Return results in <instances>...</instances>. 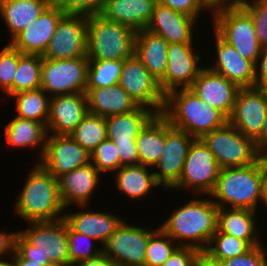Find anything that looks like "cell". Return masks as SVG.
<instances>
[{"label": "cell", "instance_id": "obj_25", "mask_svg": "<svg viewBox=\"0 0 267 266\" xmlns=\"http://www.w3.org/2000/svg\"><path fill=\"white\" fill-rule=\"evenodd\" d=\"M155 4L156 0H106L99 15L138 32L150 23Z\"/></svg>", "mask_w": 267, "mask_h": 266}, {"label": "cell", "instance_id": "obj_30", "mask_svg": "<svg viewBox=\"0 0 267 266\" xmlns=\"http://www.w3.org/2000/svg\"><path fill=\"white\" fill-rule=\"evenodd\" d=\"M52 0H0V16L11 40L42 14Z\"/></svg>", "mask_w": 267, "mask_h": 266}, {"label": "cell", "instance_id": "obj_5", "mask_svg": "<svg viewBox=\"0 0 267 266\" xmlns=\"http://www.w3.org/2000/svg\"><path fill=\"white\" fill-rule=\"evenodd\" d=\"M209 197L215 198L213 202L218 208H244L256 212L261 197V158L246 167L220 169Z\"/></svg>", "mask_w": 267, "mask_h": 266}, {"label": "cell", "instance_id": "obj_19", "mask_svg": "<svg viewBox=\"0 0 267 266\" xmlns=\"http://www.w3.org/2000/svg\"><path fill=\"white\" fill-rule=\"evenodd\" d=\"M64 15L63 11L51 3L40 16L8 41L9 44L22 54L43 56L56 31L58 22Z\"/></svg>", "mask_w": 267, "mask_h": 266}, {"label": "cell", "instance_id": "obj_4", "mask_svg": "<svg viewBox=\"0 0 267 266\" xmlns=\"http://www.w3.org/2000/svg\"><path fill=\"white\" fill-rule=\"evenodd\" d=\"M32 167L17 197L15 213L27 222L54 221L63 218L58 179L46 171L38 162Z\"/></svg>", "mask_w": 267, "mask_h": 266}, {"label": "cell", "instance_id": "obj_14", "mask_svg": "<svg viewBox=\"0 0 267 266\" xmlns=\"http://www.w3.org/2000/svg\"><path fill=\"white\" fill-rule=\"evenodd\" d=\"M195 138L185 131L175 129L165 117V143L162 155L154 167L156 182L170 190L181 177L188 149Z\"/></svg>", "mask_w": 267, "mask_h": 266}, {"label": "cell", "instance_id": "obj_3", "mask_svg": "<svg viewBox=\"0 0 267 266\" xmlns=\"http://www.w3.org/2000/svg\"><path fill=\"white\" fill-rule=\"evenodd\" d=\"M162 114L173 128L194 138H202L228 123V117L223 112L203 102L189 88L176 89L165 95Z\"/></svg>", "mask_w": 267, "mask_h": 266}, {"label": "cell", "instance_id": "obj_43", "mask_svg": "<svg viewBox=\"0 0 267 266\" xmlns=\"http://www.w3.org/2000/svg\"><path fill=\"white\" fill-rule=\"evenodd\" d=\"M252 17L258 43L267 44V0H251L242 6Z\"/></svg>", "mask_w": 267, "mask_h": 266}, {"label": "cell", "instance_id": "obj_56", "mask_svg": "<svg viewBox=\"0 0 267 266\" xmlns=\"http://www.w3.org/2000/svg\"><path fill=\"white\" fill-rule=\"evenodd\" d=\"M197 266H219V265L208 261L205 257L202 256L199 259Z\"/></svg>", "mask_w": 267, "mask_h": 266}, {"label": "cell", "instance_id": "obj_27", "mask_svg": "<svg viewBox=\"0 0 267 266\" xmlns=\"http://www.w3.org/2000/svg\"><path fill=\"white\" fill-rule=\"evenodd\" d=\"M86 94L88 112L102 117L129 113L138 107L137 103L119 84L108 88H92Z\"/></svg>", "mask_w": 267, "mask_h": 266}, {"label": "cell", "instance_id": "obj_33", "mask_svg": "<svg viewBox=\"0 0 267 266\" xmlns=\"http://www.w3.org/2000/svg\"><path fill=\"white\" fill-rule=\"evenodd\" d=\"M165 143V116L155 114L140 130L136 139L139 164L154 168Z\"/></svg>", "mask_w": 267, "mask_h": 266}, {"label": "cell", "instance_id": "obj_34", "mask_svg": "<svg viewBox=\"0 0 267 266\" xmlns=\"http://www.w3.org/2000/svg\"><path fill=\"white\" fill-rule=\"evenodd\" d=\"M42 89L18 92L15 98L17 117L41 122L46 126L49 117L50 96ZM48 95V96H47Z\"/></svg>", "mask_w": 267, "mask_h": 266}, {"label": "cell", "instance_id": "obj_11", "mask_svg": "<svg viewBox=\"0 0 267 266\" xmlns=\"http://www.w3.org/2000/svg\"><path fill=\"white\" fill-rule=\"evenodd\" d=\"M156 113L138 106L135 110L106 117L107 139L114 142L121 158V166L139 164L136 139L140 130Z\"/></svg>", "mask_w": 267, "mask_h": 266}, {"label": "cell", "instance_id": "obj_37", "mask_svg": "<svg viewBox=\"0 0 267 266\" xmlns=\"http://www.w3.org/2000/svg\"><path fill=\"white\" fill-rule=\"evenodd\" d=\"M250 248L246 241L216 230L202 256L217 264L219 261L242 255Z\"/></svg>", "mask_w": 267, "mask_h": 266}, {"label": "cell", "instance_id": "obj_31", "mask_svg": "<svg viewBox=\"0 0 267 266\" xmlns=\"http://www.w3.org/2000/svg\"><path fill=\"white\" fill-rule=\"evenodd\" d=\"M47 135V129L43 123L17 116L4 127V136L8 146L13 148H37L41 146L40 159L45 150Z\"/></svg>", "mask_w": 267, "mask_h": 266}, {"label": "cell", "instance_id": "obj_44", "mask_svg": "<svg viewBox=\"0 0 267 266\" xmlns=\"http://www.w3.org/2000/svg\"><path fill=\"white\" fill-rule=\"evenodd\" d=\"M106 0H52L65 14L96 15L99 14Z\"/></svg>", "mask_w": 267, "mask_h": 266}, {"label": "cell", "instance_id": "obj_17", "mask_svg": "<svg viewBox=\"0 0 267 266\" xmlns=\"http://www.w3.org/2000/svg\"><path fill=\"white\" fill-rule=\"evenodd\" d=\"M88 153L70 135L48 134L38 163L55 178L90 163Z\"/></svg>", "mask_w": 267, "mask_h": 266}, {"label": "cell", "instance_id": "obj_57", "mask_svg": "<svg viewBox=\"0 0 267 266\" xmlns=\"http://www.w3.org/2000/svg\"><path fill=\"white\" fill-rule=\"evenodd\" d=\"M259 89L262 91L264 97H265V100H266V103H267V82L262 84Z\"/></svg>", "mask_w": 267, "mask_h": 266}, {"label": "cell", "instance_id": "obj_47", "mask_svg": "<svg viewBox=\"0 0 267 266\" xmlns=\"http://www.w3.org/2000/svg\"><path fill=\"white\" fill-rule=\"evenodd\" d=\"M201 257L195 248L178 246L162 266H197Z\"/></svg>", "mask_w": 267, "mask_h": 266}, {"label": "cell", "instance_id": "obj_53", "mask_svg": "<svg viewBox=\"0 0 267 266\" xmlns=\"http://www.w3.org/2000/svg\"><path fill=\"white\" fill-rule=\"evenodd\" d=\"M11 266H43L39 263L32 262L31 260L21 259L16 253L11 257Z\"/></svg>", "mask_w": 267, "mask_h": 266}, {"label": "cell", "instance_id": "obj_58", "mask_svg": "<svg viewBox=\"0 0 267 266\" xmlns=\"http://www.w3.org/2000/svg\"><path fill=\"white\" fill-rule=\"evenodd\" d=\"M0 266H11V264L8 261H0Z\"/></svg>", "mask_w": 267, "mask_h": 266}, {"label": "cell", "instance_id": "obj_55", "mask_svg": "<svg viewBox=\"0 0 267 266\" xmlns=\"http://www.w3.org/2000/svg\"><path fill=\"white\" fill-rule=\"evenodd\" d=\"M205 4L211 9L224 7V0H203Z\"/></svg>", "mask_w": 267, "mask_h": 266}, {"label": "cell", "instance_id": "obj_39", "mask_svg": "<svg viewBox=\"0 0 267 266\" xmlns=\"http://www.w3.org/2000/svg\"><path fill=\"white\" fill-rule=\"evenodd\" d=\"M177 247L178 244L158 227L149 236L145 266H162Z\"/></svg>", "mask_w": 267, "mask_h": 266}, {"label": "cell", "instance_id": "obj_8", "mask_svg": "<svg viewBox=\"0 0 267 266\" xmlns=\"http://www.w3.org/2000/svg\"><path fill=\"white\" fill-rule=\"evenodd\" d=\"M201 139L214 154L220 169L246 167L260 159L255 141L245 137L229 122Z\"/></svg>", "mask_w": 267, "mask_h": 266}, {"label": "cell", "instance_id": "obj_40", "mask_svg": "<svg viewBox=\"0 0 267 266\" xmlns=\"http://www.w3.org/2000/svg\"><path fill=\"white\" fill-rule=\"evenodd\" d=\"M67 239L69 266H74L81 261L94 258L103 252V248H99V245L97 246L95 245L96 243H93L94 239L85 234L74 232L68 225Z\"/></svg>", "mask_w": 267, "mask_h": 266}, {"label": "cell", "instance_id": "obj_49", "mask_svg": "<svg viewBox=\"0 0 267 266\" xmlns=\"http://www.w3.org/2000/svg\"><path fill=\"white\" fill-rule=\"evenodd\" d=\"M19 231L16 232H0V261H7L2 260V256H7L6 254H10V257H12L15 254V248H16V237L18 235Z\"/></svg>", "mask_w": 267, "mask_h": 266}, {"label": "cell", "instance_id": "obj_50", "mask_svg": "<svg viewBox=\"0 0 267 266\" xmlns=\"http://www.w3.org/2000/svg\"><path fill=\"white\" fill-rule=\"evenodd\" d=\"M74 266H118L109 259L103 252L94 258L81 261Z\"/></svg>", "mask_w": 267, "mask_h": 266}, {"label": "cell", "instance_id": "obj_23", "mask_svg": "<svg viewBox=\"0 0 267 266\" xmlns=\"http://www.w3.org/2000/svg\"><path fill=\"white\" fill-rule=\"evenodd\" d=\"M216 59L208 68L221 74L239 88L254 87L255 64L242 57L230 44L224 41L215 31ZM215 62V63H214Z\"/></svg>", "mask_w": 267, "mask_h": 266}, {"label": "cell", "instance_id": "obj_24", "mask_svg": "<svg viewBox=\"0 0 267 266\" xmlns=\"http://www.w3.org/2000/svg\"><path fill=\"white\" fill-rule=\"evenodd\" d=\"M196 22L197 19L156 3L146 30L161 36L168 44L194 43Z\"/></svg>", "mask_w": 267, "mask_h": 266}, {"label": "cell", "instance_id": "obj_9", "mask_svg": "<svg viewBox=\"0 0 267 266\" xmlns=\"http://www.w3.org/2000/svg\"><path fill=\"white\" fill-rule=\"evenodd\" d=\"M220 167L214 154L201 138H195L187 153L178 182L170 189H187L193 194L209 196L218 179Z\"/></svg>", "mask_w": 267, "mask_h": 266}, {"label": "cell", "instance_id": "obj_42", "mask_svg": "<svg viewBox=\"0 0 267 266\" xmlns=\"http://www.w3.org/2000/svg\"><path fill=\"white\" fill-rule=\"evenodd\" d=\"M18 65V50L9 43L0 50V90L6 92L13 84Z\"/></svg>", "mask_w": 267, "mask_h": 266}, {"label": "cell", "instance_id": "obj_46", "mask_svg": "<svg viewBox=\"0 0 267 266\" xmlns=\"http://www.w3.org/2000/svg\"><path fill=\"white\" fill-rule=\"evenodd\" d=\"M156 3L194 19H197L199 15H201V12H203L202 10L211 11L203 0H156Z\"/></svg>", "mask_w": 267, "mask_h": 266}, {"label": "cell", "instance_id": "obj_52", "mask_svg": "<svg viewBox=\"0 0 267 266\" xmlns=\"http://www.w3.org/2000/svg\"><path fill=\"white\" fill-rule=\"evenodd\" d=\"M261 204L267 206V158H261Z\"/></svg>", "mask_w": 267, "mask_h": 266}, {"label": "cell", "instance_id": "obj_7", "mask_svg": "<svg viewBox=\"0 0 267 266\" xmlns=\"http://www.w3.org/2000/svg\"><path fill=\"white\" fill-rule=\"evenodd\" d=\"M210 13L214 31L243 58L256 64L261 45L258 43L251 15L242 6L215 8Z\"/></svg>", "mask_w": 267, "mask_h": 266}, {"label": "cell", "instance_id": "obj_38", "mask_svg": "<svg viewBox=\"0 0 267 266\" xmlns=\"http://www.w3.org/2000/svg\"><path fill=\"white\" fill-rule=\"evenodd\" d=\"M123 60L89 61L87 93L92 88L111 87L119 83Z\"/></svg>", "mask_w": 267, "mask_h": 266}, {"label": "cell", "instance_id": "obj_18", "mask_svg": "<svg viewBox=\"0 0 267 266\" xmlns=\"http://www.w3.org/2000/svg\"><path fill=\"white\" fill-rule=\"evenodd\" d=\"M267 103L257 87L239 88L228 122L245 137L256 140L263 129Z\"/></svg>", "mask_w": 267, "mask_h": 266}, {"label": "cell", "instance_id": "obj_16", "mask_svg": "<svg viewBox=\"0 0 267 266\" xmlns=\"http://www.w3.org/2000/svg\"><path fill=\"white\" fill-rule=\"evenodd\" d=\"M193 43H170L167 50V68L158 82L161 92L167 95L176 89L190 88L203 66L201 56L195 53ZM179 87V88H178Z\"/></svg>", "mask_w": 267, "mask_h": 266}, {"label": "cell", "instance_id": "obj_13", "mask_svg": "<svg viewBox=\"0 0 267 266\" xmlns=\"http://www.w3.org/2000/svg\"><path fill=\"white\" fill-rule=\"evenodd\" d=\"M118 84L138 106L150 108L156 114L163 113L165 95L161 92L158 81L135 54L123 60Z\"/></svg>", "mask_w": 267, "mask_h": 266}, {"label": "cell", "instance_id": "obj_1", "mask_svg": "<svg viewBox=\"0 0 267 266\" xmlns=\"http://www.w3.org/2000/svg\"><path fill=\"white\" fill-rule=\"evenodd\" d=\"M198 198L197 195L175 209L160 228L178 246L192 247L203 253L217 230L218 207L212 198Z\"/></svg>", "mask_w": 267, "mask_h": 266}, {"label": "cell", "instance_id": "obj_26", "mask_svg": "<svg viewBox=\"0 0 267 266\" xmlns=\"http://www.w3.org/2000/svg\"><path fill=\"white\" fill-rule=\"evenodd\" d=\"M67 225L80 234H85L99 243L104 244L117 229L123 219L106 212L86 211L66 213L63 216Z\"/></svg>", "mask_w": 267, "mask_h": 266}, {"label": "cell", "instance_id": "obj_48", "mask_svg": "<svg viewBox=\"0 0 267 266\" xmlns=\"http://www.w3.org/2000/svg\"><path fill=\"white\" fill-rule=\"evenodd\" d=\"M267 82V44L261 46L260 54L255 64L254 87L259 88Z\"/></svg>", "mask_w": 267, "mask_h": 266}, {"label": "cell", "instance_id": "obj_32", "mask_svg": "<svg viewBox=\"0 0 267 266\" xmlns=\"http://www.w3.org/2000/svg\"><path fill=\"white\" fill-rule=\"evenodd\" d=\"M150 167L141 164L121 166L115 175V187L122 194L132 200L142 199L150 192L160 186Z\"/></svg>", "mask_w": 267, "mask_h": 266}, {"label": "cell", "instance_id": "obj_6", "mask_svg": "<svg viewBox=\"0 0 267 266\" xmlns=\"http://www.w3.org/2000/svg\"><path fill=\"white\" fill-rule=\"evenodd\" d=\"M136 31L99 14L87 16L89 61L125 60L134 55Z\"/></svg>", "mask_w": 267, "mask_h": 266}, {"label": "cell", "instance_id": "obj_41", "mask_svg": "<svg viewBox=\"0 0 267 266\" xmlns=\"http://www.w3.org/2000/svg\"><path fill=\"white\" fill-rule=\"evenodd\" d=\"M92 164L100 173L116 172L121 167V158L114 142L103 140L90 154Z\"/></svg>", "mask_w": 267, "mask_h": 266}, {"label": "cell", "instance_id": "obj_28", "mask_svg": "<svg viewBox=\"0 0 267 266\" xmlns=\"http://www.w3.org/2000/svg\"><path fill=\"white\" fill-rule=\"evenodd\" d=\"M168 45L164 38L146 29L136 33L134 54L158 82L167 68Z\"/></svg>", "mask_w": 267, "mask_h": 266}, {"label": "cell", "instance_id": "obj_2", "mask_svg": "<svg viewBox=\"0 0 267 266\" xmlns=\"http://www.w3.org/2000/svg\"><path fill=\"white\" fill-rule=\"evenodd\" d=\"M29 228L19 231L15 253L43 266H69L67 223L54 221L28 222Z\"/></svg>", "mask_w": 267, "mask_h": 266}, {"label": "cell", "instance_id": "obj_22", "mask_svg": "<svg viewBox=\"0 0 267 266\" xmlns=\"http://www.w3.org/2000/svg\"><path fill=\"white\" fill-rule=\"evenodd\" d=\"M100 175L101 173L90 162L58 177L59 195L65 209L72 204L80 207L78 209L87 208L95 189L100 184Z\"/></svg>", "mask_w": 267, "mask_h": 266}, {"label": "cell", "instance_id": "obj_10", "mask_svg": "<svg viewBox=\"0 0 267 266\" xmlns=\"http://www.w3.org/2000/svg\"><path fill=\"white\" fill-rule=\"evenodd\" d=\"M89 60L42 58L41 87L50 97L85 92Z\"/></svg>", "mask_w": 267, "mask_h": 266}, {"label": "cell", "instance_id": "obj_15", "mask_svg": "<svg viewBox=\"0 0 267 266\" xmlns=\"http://www.w3.org/2000/svg\"><path fill=\"white\" fill-rule=\"evenodd\" d=\"M87 16L65 14L42 58L74 59L87 57Z\"/></svg>", "mask_w": 267, "mask_h": 266}, {"label": "cell", "instance_id": "obj_36", "mask_svg": "<svg viewBox=\"0 0 267 266\" xmlns=\"http://www.w3.org/2000/svg\"><path fill=\"white\" fill-rule=\"evenodd\" d=\"M69 135L91 154L103 140L107 139L106 117L88 112Z\"/></svg>", "mask_w": 267, "mask_h": 266}, {"label": "cell", "instance_id": "obj_21", "mask_svg": "<svg viewBox=\"0 0 267 266\" xmlns=\"http://www.w3.org/2000/svg\"><path fill=\"white\" fill-rule=\"evenodd\" d=\"M191 89L201 100L231 116L239 87L219 73L203 67Z\"/></svg>", "mask_w": 267, "mask_h": 266}, {"label": "cell", "instance_id": "obj_35", "mask_svg": "<svg viewBox=\"0 0 267 266\" xmlns=\"http://www.w3.org/2000/svg\"><path fill=\"white\" fill-rule=\"evenodd\" d=\"M42 56L22 54L18 50V65L12 86L5 92L11 96L18 92L41 87Z\"/></svg>", "mask_w": 267, "mask_h": 266}, {"label": "cell", "instance_id": "obj_45", "mask_svg": "<svg viewBox=\"0 0 267 266\" xmlns=\"http://www.w3.org/2000/svg\"><path fill=\"white\" fill-rule=\"evenodd\" d=\"M267 248L262 244L251 247L246 253L219 261V266H267Z\"/></svg>", "mask_w": 267, "mask_h": 266}, {"label": "cell", "instance_id": "obj_20", "mask_svg": "<svg viewBox=\"0 0 267 266\" xmlns=\"http://www.w3.org/2000/svg\"><path fill=\"white\" fill-rule=\"evenodd\" d=\"M87 113L86 92L52 96L46 123L47 133L69 135Z\"/></svg>", "mask_w": 267, "mask_h": 266}, {"label": "cell", "instance_id": "obj_12", "mask_svg": "<svg viewBox=\"0 0 267 266\" xmlns=\"http://www.w3.org/2000/svg\"><path fill=\"white\" fill-rule=\"evenodd\" d=\"M153 231L123 220L101 246L103 253L118 266H145L148 239Z\"/></svg>", "mask_w": 267, "mask_h": 266}, {"label": "cell", "instance_id": "obj_51", "mask_svg": "<svg viewBox=\"0 0 267 266\" xmlns=\"http://www.w3.org/2000/svg\"><path fill=\"white\" fill-rule=\"evenodd\" d=\"M255 145L260 158H267V114L260 136L255 140Z\"/></svg>", "mask_w": 267, "mask_h": 266}, {"label": "cell", "instance_id": "obj_29", "mask_svg": "<svg viewBox=\"0 0 267 266\" xmlns=\"http://www.w3.org/2000/svg\"><path fill=\"white\" fill-rule=\"evenodd\" d=\"M256 213L244 208H218L217 230L242 239L251 247L263 244L257 234Z\"/></svg>", "mask_w": 267, "mask_h": 266}, {"label": "cell", "instance_id": "obj_54", "mask_svg": "<svg viewBox=\"0 0 267 266\" xmlns=\"http://www.w3.org/2000/svg\"><path fill=\"white\" fill-rule=\"evenodd\" d=\"M250 0H224V7H239L249 3Z\"/></svg>", "mask_w": 267, "mask_h": 266}]
</instances>
